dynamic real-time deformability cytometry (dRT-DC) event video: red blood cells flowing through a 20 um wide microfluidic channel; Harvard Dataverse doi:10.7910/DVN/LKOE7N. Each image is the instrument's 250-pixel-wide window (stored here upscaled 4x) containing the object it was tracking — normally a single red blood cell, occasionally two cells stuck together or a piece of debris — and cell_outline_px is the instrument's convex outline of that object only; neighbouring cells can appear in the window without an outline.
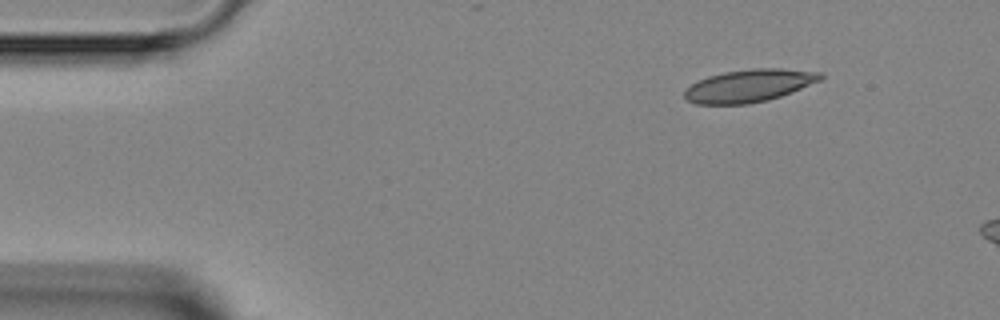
{"species": "Egyptian fruit bat (a non-hibernating species)", "species_latin": "Rousettus aegyptiacus", "temperature_condition": "room temperature", "stored_images_in_passage": 3, "camera_frame_rate_fps": 3000, "um_per_image_px": 0.085, "animal": {"sex": "female"}, "frame": {"image": 1, "passage_image": 1, "time_ms": 0.0, "image_size_px": [1000, 320], "cell_outline_px": [[824, 76], [820, 80], [780, 96], [768, 100], [748, 104], [696, 104], [688, 100], [684, 96], [684, 92], [696, 80], [708, 76], [724, 72], [752, 68], [780, 68], [820, 72]], "centroid_in_image_um": [63.65, 7.28], "position_along_channel_um": 21.4, "area_um2": 25.66}}